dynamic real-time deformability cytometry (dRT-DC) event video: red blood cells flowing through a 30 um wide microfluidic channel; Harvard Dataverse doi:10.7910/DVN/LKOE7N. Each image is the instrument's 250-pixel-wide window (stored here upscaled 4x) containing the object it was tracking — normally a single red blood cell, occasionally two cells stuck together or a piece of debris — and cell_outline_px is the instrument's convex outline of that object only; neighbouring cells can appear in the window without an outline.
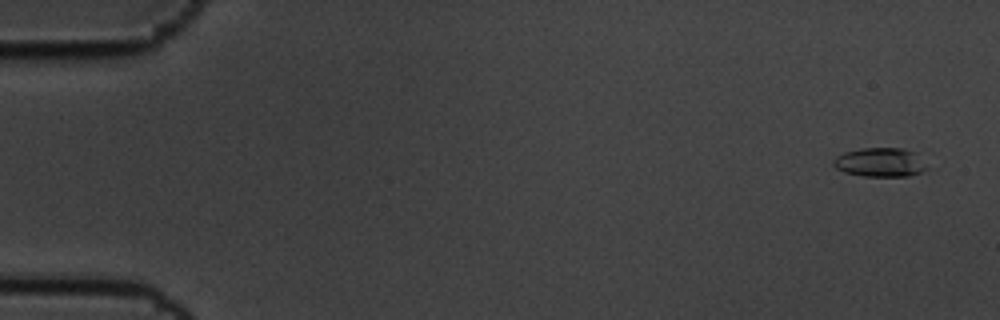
{"species": "common noctule bat (a hibernating species)", "species_latin": "Nyctalus noctula", "temperature_condition": "cold", "stored_images_in_passage": 7, "camera_frame_rate_fps": 3000, "um_per_image_px": 0.085, "animal": {"sex": "male", "body_mass_g": 19.5, "forearm_length_mm": 54.6}, "frame": {"image": 1, "passage_image": 1, "time_ms": 0.0, "image_size_px": [1000, 320], "cell_outline_px": [[928, 168], [920, 172], [908, 176], [864, 176], [844, 172], [836, 168], [832, 164], [832, 160], [836, 156], [844, 152], [860, 148], [904, 148], [912, 152]], "centroid_in_image_um": [74.73, 13.8], "position_along_channel_um": 10.3, "area_um2": 15.61}}
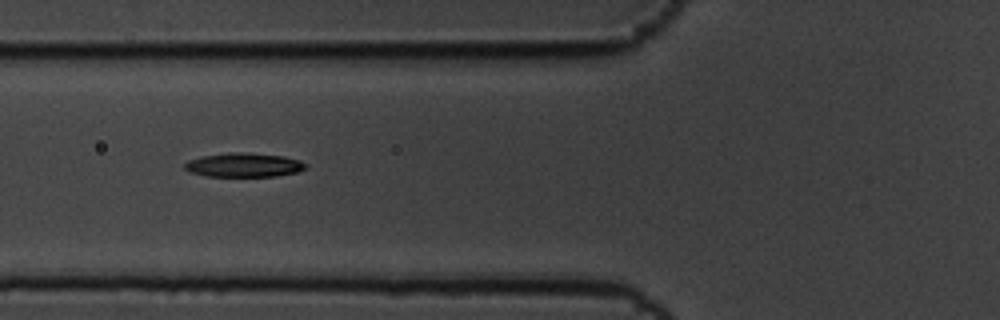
{"frame": {"image": 2, "passage_image": 6, "time_ms": 1.667, "image_size_px": [1000, 320], "cell_outline_px": [[308, 164], [304, 168], [296, 172], [276, 176], [204, 176], [188, 172], [184, 168], [184, 164], [188, 160], [200, 156], [236, 152], [240, 152], [284, 156], [300, 160]], "centroid_in_image_um": [20.69, 14.03], "position_along_channel_um": 105.1, "area_um2": 16.94}}
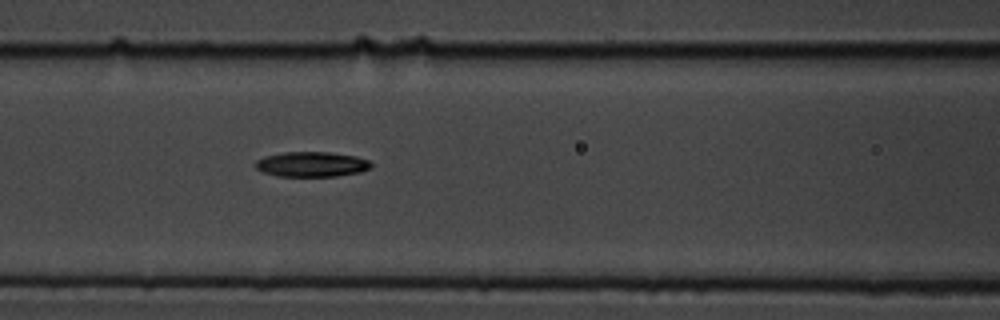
{"frame": {"image": 3, "passage_image": 7, "time_ms": 2.0, "image_size_px": [1000, 320], "cell_outline_px": [[372, 168], [360, 172], [336, 176], [276, 176], [264, 172], [256, 168], [256, 160], [264, 156], [284, 152], [328, 152], [356, 156], [368, 160], [372, 164]], "centroid_in_image_um": [26.5, 13.96], "position_along_channel_um": 140.1, "area_um2": 16.88}}